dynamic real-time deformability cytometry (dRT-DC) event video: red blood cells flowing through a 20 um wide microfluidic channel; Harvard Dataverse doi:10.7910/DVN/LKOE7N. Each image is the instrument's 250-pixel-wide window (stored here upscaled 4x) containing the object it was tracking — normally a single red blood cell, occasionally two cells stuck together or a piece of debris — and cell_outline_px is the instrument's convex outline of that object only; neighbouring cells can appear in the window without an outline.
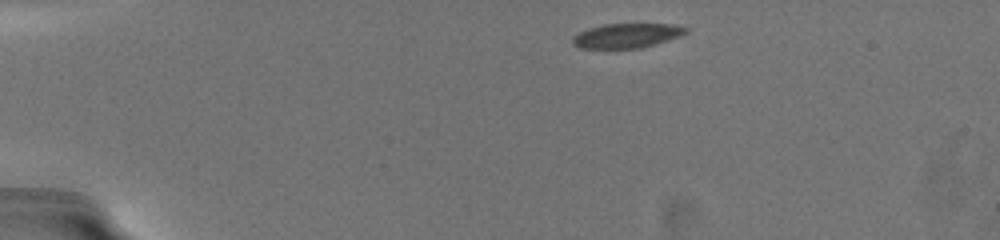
{"species": "common noctule bat (a hibernating species)", "species_latin": "Nyctalus noctula", "temperature_condition": "warm", "stored_images_in_passage": 13, "camera_frame_rate_fps": 3000, "um_per_image_px": 0.085, "animal": {"sex": "female", "body_mass_g": 19.5, "forearm_length_mm": 54.1}, "frame": {"image": 1, "passage_image": 1, "time_ms": 0.0, "image_size_px": [1000, 240], "cell_outline_px": [[688, 32], [680, 36], [656, 44], [640, 48], [580, 48], [572, 44], [572, 36], [588, 28], [604, 24], [672, 24], [688, 28]], "centroid_in_image_um": [53.27, 3.03], "position_along_channel_um": 31.7, "area_um2": 16.18}}
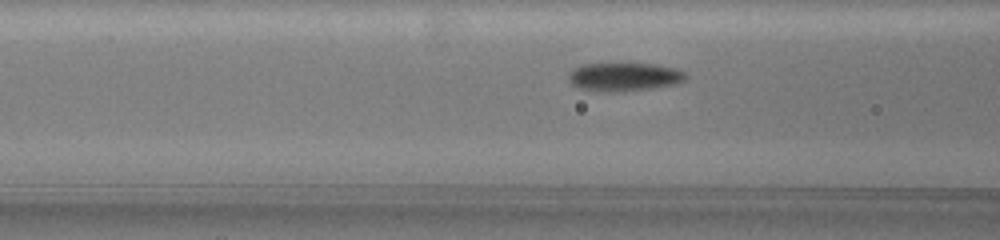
{"frame": {"image": 2, "passage_image": 11, "time_ms": 4.333, "image_size_px": [1000, 240], "cell_outline_px": [[688, 76], [684, 80], [676, 84], [652, 88], [616, 92], [608, 92], [580, 88], [572, 84], [568, 80], [568, 72], [572, 68], [584, 64], [656, 64], [676, 68], [684, 72]], "centroid_in_image_um": [53.05, 6.53], "position_along_channel_um": 113.6, "area_um2": 19.42}}